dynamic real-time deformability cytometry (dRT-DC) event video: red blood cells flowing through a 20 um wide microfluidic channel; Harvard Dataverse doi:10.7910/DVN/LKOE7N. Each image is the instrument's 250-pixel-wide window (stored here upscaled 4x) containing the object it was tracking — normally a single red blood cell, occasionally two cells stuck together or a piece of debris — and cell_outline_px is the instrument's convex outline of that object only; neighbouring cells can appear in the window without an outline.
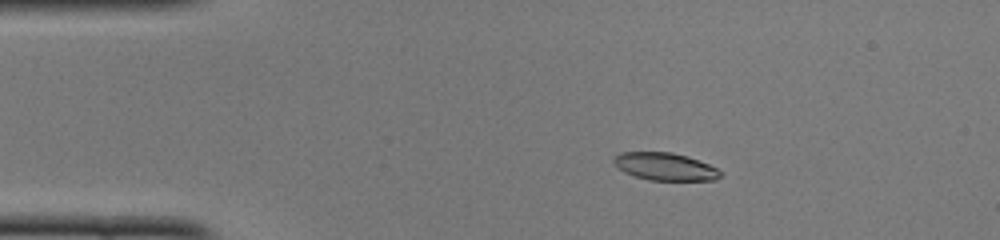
{"species": "common noctule bat (a hibernating species)", "species_latin": "Nyctalus noctula", "temperature_condition": "cold", "stored_images_in_passage": 49, "camera_frame_rate_fps": 3000, "um_per_image_px": 0.085, "animal": {"sex": "female", "body_mass_g": 22.0, "forearm_length_mm": 56.7}, "frame": {"image": 1, "passage_image": 9, "time_ms": 2.667, "image_size_px": [1000, 240], "cell_outline_px": [[724, 176], [716, 180], [648, 180], [624, 172], [612, 160], [620, 152], [672, 152], [688, 156], [708, 164], [724, 172]], "centroid_in_image_um": [56.6, 14.16], "position_along_channel_um": 28.4, "area_um2": 17.17}}
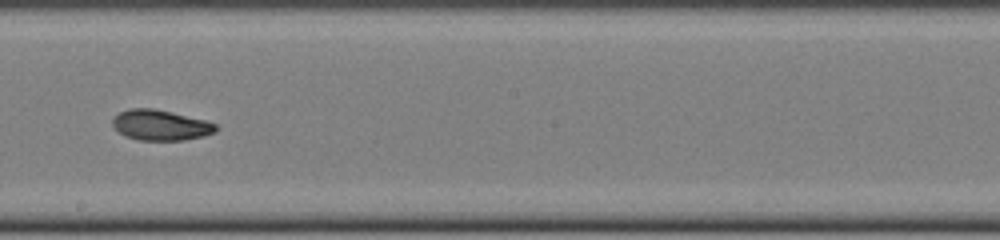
{"frame": {"image": 2, "passage_image": 28, "time_ms": 9.0, "image_size_px": [1000, 240], "cell_outline_px": [[216, 132], [204, 136], [184, 140], [140, 140], [124, 136], [112, 124], [112, 120], [120, 112], [128, 108], [156, 108], [204, 120], [216, 124]], "centroid_in_image_um": [13.64, 10.63], "position_along_channel_um": 234.6, "area_um2": 18.26}}
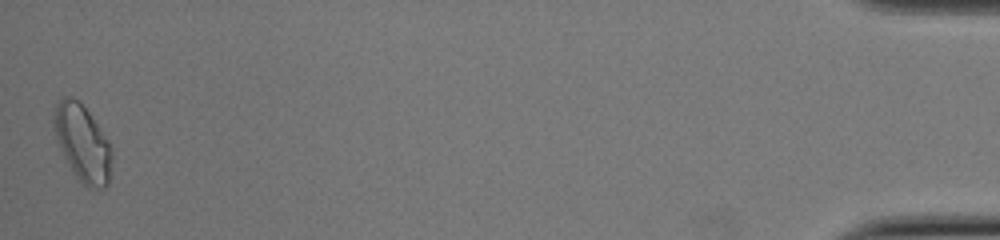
{"frame": {"image": 3, "passage_image": 49, "time_ms": 16.0, "image_size_px": [1000, 240], "cell_outline_px": [[112, 160], [108, 184], [104, 188], [88, 188], [76, 176], [56, 136], [52, 124], [56, 104], [64, 96], [72, 96], [80, 100], [108, 140], [112, 152]], "centroid_in_image_um": [7.04, 12.13], "position_along_channel_um": 428.2, "area_um2": 25.37}, "authors_computed_cell_mechanics": {"area_um2": 18.3226, "velocity_mm_per_s": 4.088, "shape_relaxation_time_tau1_ms": 5.1396, "shape_relaxation_time_tau2_ms": 3.3976, "deformation_change_tau1": 0.135, "deformation_change_tau2": 0.0798}}